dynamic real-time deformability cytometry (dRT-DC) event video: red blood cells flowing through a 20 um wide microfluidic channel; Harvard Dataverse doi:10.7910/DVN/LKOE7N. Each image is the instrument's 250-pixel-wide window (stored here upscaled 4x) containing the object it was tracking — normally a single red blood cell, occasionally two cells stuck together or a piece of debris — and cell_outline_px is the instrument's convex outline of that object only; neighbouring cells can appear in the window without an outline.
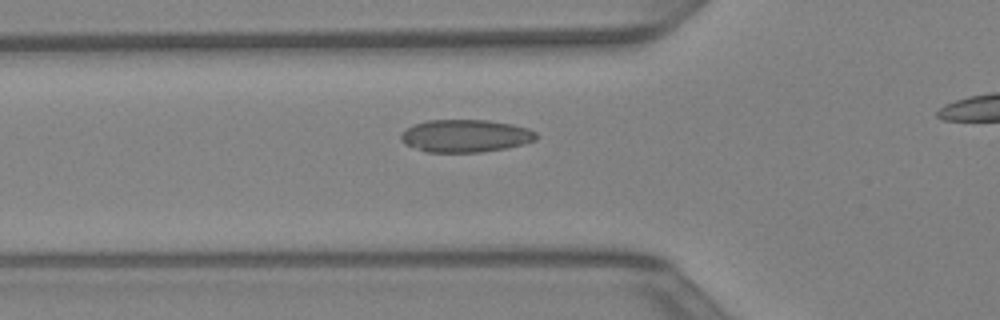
{"species": "Egyptian fruit bat (a non-hibernating species)", "species_latin": "Rousettus aegyptiacus", "temperature_condition": "warm", "stored_images_in_passage": 27, "camera_frame_rate_fps": 3000, "um_per_image_px": 0.085, "animal": {"sex": "female"}, "frame": {"image": 1, "passage_image": 5, "time_ms": 1.333, "image_size_px": [1000, 320], "cell_outline_px": [[540, 136], [536, 140], [524, 144], [504, 148], [480, 152], [424, 152], [404, 144], [400, 140], [400, 132], [412, 124], [428, 120], [488, 120], [512, 124], [528, 128], [536, 132]], "centroid_in_image_um": [39.53, 11.54], "position_along_channel_um": 86.3, "area_um2": 26.07}}
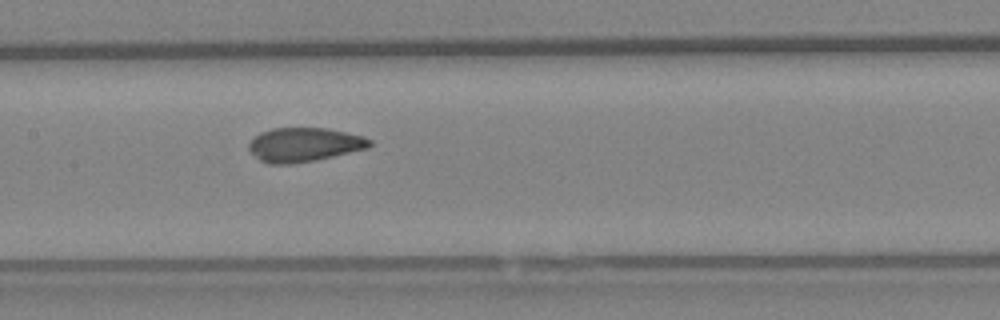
{"frame": {"image": 2, "passage_image": 11, "time_ms": 3.333, "image_size_px": [1000, 320], "cell_outline_px": [[372, 144], [368, 148], [332, 156], [292, 164], [268, 164], [260, 160], [248, 148], [248, 144], [260, 132], [272, 128], [328, 128], [364, 136], [372, 140]], "centroid_in_image_um": [25.86, 12.29], "position_along_channel_um": 181.5, "area_um2": 23.81}}
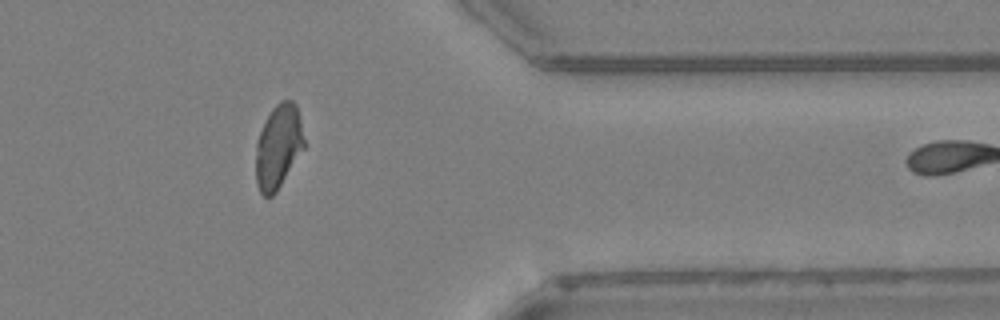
{"frame": {"image": 3, "passage_image": 25, "time_ms": 8.0, "image_size_px": [1000, 320], "cell_outline_px": [[304, 148], [276, 192], [272, 196], [264, 196], [260, 192], [256, 184], [256, 144], [260, 132], [272, 108], [280, 100], [292, 100], [296, 104], [300, 120], [304, 140]], "centroid_in_image_um": [23.65, 12.46], "position_along_channel_um": 387.8, "area_um2": 23.35}}